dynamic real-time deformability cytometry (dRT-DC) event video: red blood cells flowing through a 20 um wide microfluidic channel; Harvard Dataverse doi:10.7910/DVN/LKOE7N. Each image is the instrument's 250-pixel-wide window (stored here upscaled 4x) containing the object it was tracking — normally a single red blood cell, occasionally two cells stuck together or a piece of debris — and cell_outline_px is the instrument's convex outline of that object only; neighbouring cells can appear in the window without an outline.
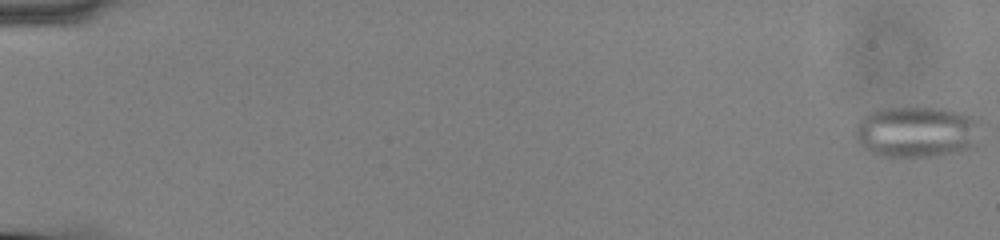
{"species": "common noctule bat (a hibernating species)", "species_latin": "Nyctalus noctula", "temperature_condition": "cold", "stored_images_in_passage": 58, "camera_frame_rate_fps": 3000, "um_per_image_px": 0.085, "animal": {"sex": "male", "body_mass_g": 13.0, "forearm_length_mm": 53.1}, "frame": {"image": 1, "passage_image": 1, "time_ms": 0.0, "image_size_px": [1000, 240], "cell_outline_px": [[976, 120], [968, 148], [960, 152], [936, 156], [880, 156], [864, 148], [852, 136], [856, 124], [864, 116], [876, 108], [944, 108], [960, 112]], "centroid_in_image_um": [77.73, 11.2], "position_along_channel_um": 7.3, "area_um2": 36.53}}
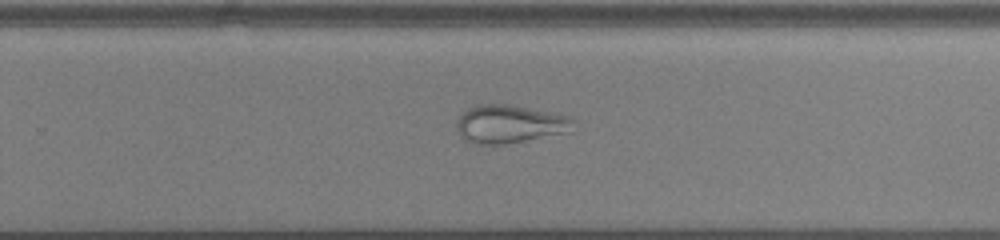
{"frame": {"image": 2, "passage_image": 39, "time_ms": 12.667, "image_size_px": [1000, 240], "cell_outline_px": [[576, 120], [572, 132], [504, 144], [472, 144], [464, 140], [456, 132], [456, 120], [460, 112], [464, 108], [476, 104], [508, 104], [568, 116]], "centroid_in_image_um": [43.26, 10.54], "position_along_channel_um": 286.5, "area_um2": 26.53}}
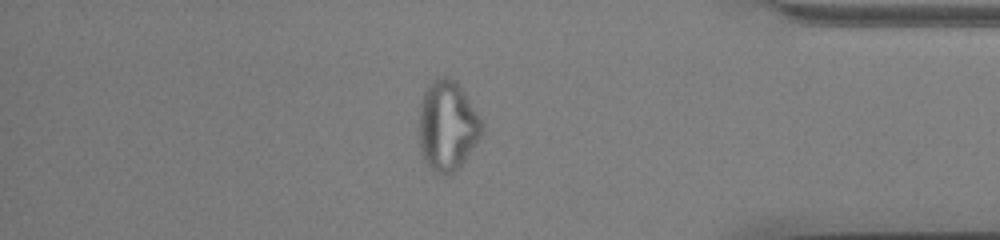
{"frame": {"image": 3, "passage_image": 50, "time_ms": 16.333, "image_size_px": [1000, 240], "cell_outline_px": [[484, 128], [480, 136], [464, 160], [448, 176], [432, 172], [424, 160], [420, 148], [420, 104], [424, 92], [428, 84], [432, 80], [440, 76], [448, 76], [456, 80], [484, 124]], "centroid_in_image_um": [38.01, 10.67], "position_along_channel_um": 397.2, "area_um2": 32.71}}